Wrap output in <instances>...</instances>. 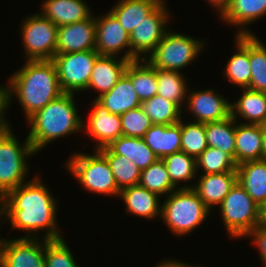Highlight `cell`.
I'll return each instance as SVG.
<instances>
[{
	"label": "cell",
	"mask_w": 266,
	"mask_h": 267,
	"mask_svg": "<svg viewBox=\"0 0 266 267\" xmlns=\"http://www.w3.org/2000/svg\"><path fill=\"white\" fill-rule=\"evenodd\" d=\"M162 1L130 34L131 61L146 60L169 29V8Z\"/></svg>",
	"instance_id": "11"
},
{
	"label": "cell",
	"mask_w": 266,
	"mask_h": 267,
	"mask_svg": "<svg viewBox=\"0 0 266 267\" xmlns=\"http://www.w3.org/2000/svg\"><path fill=\"white\" fill-rule=\"evenodd\" d=\"M236 102H231V116L237 121L245 119V124L266 123V93L242 89V95Z\"/></svg>",
	"instance_id": "26"
},
{
	"label": "cell",
	"mask_w": 266,
	"mask_h": 267,
	"mask_svg": "<svg viewBox=\"0 0 266 267\" xmlns=\"http://www.w3.org/2000/svg\"><path fill=\"white\" fill-rule=\"evenodd\" d=\"M0 239V267H45V239Z\"/></svg>",
	"instance_id": "12"
},
{
	"label": "cell",
	"mask_w": 266,
	"mask_h": 267,
	"mask_svg": "<svg viewBox=\"0 0 266 267\" xmlns=\"http://www.w3.org/2000/svg\"><path fill=\"white\" fill-rule=\"evenodd\" d=\"M40 178L37 175L30 181L26 180L0 200V221L9 220L10 230L28 233L22 238H39V231L45 230L43 239H61L63 237L57 228L56 198Z\"/></svg>",
	"instance_id": "1"
},
{
	"label": "cell",
	"mask_w": 266,
	"mask_h": 267,
	"mask_svg": "<svg viewBox=\"0 0 266 267\" xmlns=\"http://www.w3.org/2000/svg\"><path fill=\"white\" fill-rule=\"evenodd\" d=\"M264 16H266V0H231L219 18L227 25L235 28L238 26L236 35H254L246 26Z\"/></svg>",
	"instance_id": "19"
},
{
	"label": "cell",
	"mask_w": 266,
	"mask_h": 267,
	"mask_svg": "<svg viewBox=\"0 0 266 267\" xmlns=\"http://www.w3.org/2000/svg\"><path fill=\"white\" fill-rule=\"evenodd\" d=\"M95 23V50L99 55L118 56L119 53H124L125 50L121 57L131 61L130 35L124 30L115 16L109 11L105 15L95 16Z\"/></svg>",
	"instance_id": "13"
},
{
	"label": "cell",
	"mask_w": 266,
	"mask_h": 267,
	"mask_svg": "<svg viewBox=\"0 0 266 267\" xmlns=\"http://www.w3.org/2000/svg\"><path fill=\"white\" fill-rule=\"evenodd\" d=\"M84 0H43L41 14L57 27L81 22L93 14Z\"/></svg>",
	"instance_id": "20"
},
{
	"label": "cell",
	"mask_w": 266,
	"mask_h": 267,
	"mask_svg": "<svg viewBox=\"0 0 266 267\" xmlns=\"http://www.w3.org/2000/svg\"><path fill=\"white\" fill-rule=\"evenodd\" d=\"M181 118V151L197 159L208 147L205 124Z\"/></svg>",
	"instance_id": "39"
},
{
	"label": "cell",
	"mask_w": 266,
	"mask_h": 267,
	"mask_svg": "<svg viewBox=\"0 0 266 267\" xmlns=\"http://www.w3.org/2000/svg\"><path fill=\"white\" fill-rule=\"evenodd\" d=\"M188 91L186 108L183 109H188L193 114L195 122L205 124L221 121L231 116V102L218 92L215 93V89Z\"/></svg>",
	"instance_id": "14"
},
{
	"label": "cell",
	"mask_w": 266,
	"mask_h": 267,
	"mask_svg": "<svg viewBox=\"0 0 266 267\" xmlns=\"http://www.w3.org/2000/svg\"><path fill=\"white\" fill-rule=\"evenodd\" d=\"M262 223H266V200L260 207Z\"/></svg>",
	"instance_id": "47"
},
{
	"label": "cell",
	"mask_w": 266,
	"mask_h": 267,
	"mask_svg": "<svg viewBox=\"0 0 266 267\" xmlns=\"http://www.w3.org/2000/svg\"><path fill=\"white\" fill-rule=\"evenodd\" d=\"M204 46L205 41L171 28L146 60L156 69L180 72L200 56Z\"/></svg>",
	"instance_id": "7"
},
{
	"label": "cell",
	"mask_w": 266,
	"mask_h": 267,
	"mask_svg": "<svg viewBox=\"0 0 266 267\" xmlns=\"http://www.w3.org/2000/svg\"><path fill=\"white\" fill-rule=\"evenodd\" d=\"M261 131L263 135V154H262V160L266 161V123L261 124Z\"/></svg>",
	"instance_id": "46"
},
{
	"label": "cell",
	"mask_w": 266,
	"mask_h": 267,
	"mask_svg": "<svg viewBox=\"0 0 266 267\" xmlns=\"http://www.w3.org/2000/svg\"><path fill=\"white\" fill-rule=\"evenodd\" d=\"M97 100L110 113L120 116L131 109L141 106V101L132 85V81L126 74L118 80L109 92L102 94Z\"/></svg>",
	"instance_id": "25"
},
{
	"label": "cell",
	"mask_w": 266,
	"mask_h": 267,
	"mask_svg": "<svg viewBox=\"0 0 266 267\" xmlns=\"http://www.w3.org/2000/svg\"><path fill=\"white\" fill-rule=\"evenodd\" d=\"M161 204L160 219L176 236L190 234L211 214L193 188H177Z\"/></svg>",
	"instance_id": "4"
},
{
	"label": "cell",
	"mask_w": 266,
	"mask_h": 267,
	"mask_svg": "<svg viewBox=\"0 0 266 267\" xmlns=\"http://www.w3.org/2000/svg\"><path fill=\"white\" fill-rule=\"evenodd\" d=\"M95 16L81 22L58 27L56 55L95 50Z\"/></svg>",
	"instance_id": "16"
},
{
	"label": "cell",
	"mask_w": 266,
	"mask_h": 267,
	"mask_svg": "<svg viewBox=\"0 0 266 267\" xmlns=\"http://www.w3.org/2000/svg\"><path fill=\"white\" fill-rule=\"evenodd\" d=\"M138 185L161 196L168 195L177 188L172 184L166 165L162 159H157L146 169L141 170Z\"/></svg>",
	"instance_id": "36"
},
{
	"label": "cell",
	"mask_w": 266,
	"mask_h": 267,
	"mask_svg": "<svg viewBox=\"0 0 266 267\" xmlns=\"http://www.w3.org/2000/svg\"><path fill=\"white\" fill-rule=\"evenodd\" d=\"M64 238L45 239V267H79Z\"/></svg>",
	"instance_id": "40"
},
{
	"label": "cell",
	"mask_w": 266,
	"mask_h": 267,
	"mask_svg": "<svg viewBox=\"0 0 266 267\" xmlns=\"http://www.w3.org/2000/svg\"><path fill=\"white\" fill-rule=\"evenodd\" d=\"M119 197L123 199L127 213L151 220L161 217L160 196L140 185L121 190Z\"/></svg>",
	"instance_id": "22"
},
{
	"label": "cell",
	"mask_w": 266,
	"mask_h": 267,
	"mask_svg": "<svg viewBox=\"0 0 266 267\" xmlns=\"http://www.w3.org/2000/svg\"><path fill=\"white\" fill-rule=\"evenodd\" d=\"M152 125V121L141 107H136L121 115L122 136L143 138Z\"/></svg>",
	"instance_id": "41"
},
{
	"label": "cell",
	"mask_w": 266,
	"mask_h": 267,
	"mask_svg": "<svg viewBox=\"0 0 266 267\" xmlns=\"http://www.w3.org/2000/svg\"><path fill=\"white\" fill-rule=\"evenodd\" d=\"M237 164L234 158L218 148L207 147V149L196 159V169H202V174H213L223 172H237Z\"/></svg>",
	"instance_id": "38"
},
{
	"label": "cell",
	"mask_w": 266,
	"mask_h": 267,
	"mask_svg": "<svg viewBox=\"0 0 266 267\" xmlns=\"http://www.w3.org/2000/svg\"><path fill=\"white\" fill-rule=\"evenodd\" d=\"M245 238H252V244L258 248L262 266L266 267V223H261L250 231Z\"/></svg>",
	"instance_id": "42"
},
{
	"label": "cell",
	"mask_w": 266,
	"mask_h": 267,
	"mask_svg": "<svg viewBox=\"0 0 266 267\" xmlns=\"http://www.w3.org/2000/svg\"><path fill=\"white\" fill-rule=\"evenodd\" d=\"M98 151L107 159L119 191L138 185L141 170L132 160L113 154L107 147Z\"/></svg>",
	"instance_id": "32"
},
{
	"label": "cell",
	"mask_w": 266,
	"mask_h": 267,
	"mask_svg": "<svg viewBox=\"0 0 266 267\" xmlns=\"http://www.w3.org/2000/svg\"><path fill=\"white\" fill-rule=\"evenodd\" d=\"M92 111L87 123L83 120L82 132L88 134L94 141L95 150L108 147L112 142L122 136L121 116L110 113L97 99H93Z\"/></svg>",
	"instance_id": "15"
},
{
	"label": "cell",
	"mask_w": 266,
	"mask_h": 267,
	"mask_svg": "<svg viewBox=\"0 0 266 267\" xmlns=\"http://www.w3.org/2000/svg\"><path fill=\"white\" fill-rule=\"evenodd\" d=\"M236 120L230 116L224 120L205 123L208 147L218 148L235 160Z\"/></svg>",
	"instance_id": "33"
},
{
	"label": "cell",
	"mask_w": 266,
	"mask_h": 267,
	"mask_svg": "<svg viewBox=\"0 0 266 267\" xmlns=\"http://www.w3.org/2000/svg\"><path fill=\"white\" fill-rule=\"evenodd\" d=\"M211 7H214L218 11L219 17L225 12L230 5L231 0H206Z\"/></svg>",
	"instance_id": "44"
},
{
	"label": "cell",
	"mask_w": 266,
	"mask_h": 267,
	"mask_svg": "<svg viewBox=\"0 0 266 267\" xmlns=\"http://www.w3.org/2000/svg\"><path fill=\"white\" fill-rule=\"evenodd\" d=\"M156 267H198V266L191 265L189 263L187 264V263L178 261L177 259L176 260L166 259V260L161 261V263H158Z\"/></svg>",
	"instance_id": "45"
},
{
	"label": "cell",
	"mask_w": 266,
	"mask_h": 267,
	"mask_svg": "<svg viewBox=\"0 0 266 267\" xmlns=\"http://www.w3.org/2000/svg\"><path fill=\"white\" fill-rule=\"evenodd\" d=\"M7 85H0V130L8 128L11 124L6 119L8 107Z\"/></svg>",
	"instance_id": "43"
},
{
	"label": "cell",
	"mask_w": 266,
	"mask_h": 267,
	"mask_svg": "<svg viewBox=\"0 0 266 267\" xmlns=\"http://www.w3.org/2000/svg\"><path fill=\"white\" fill-rule=\"evenodd\" d=\"M129 62V60L119 56L99 55L94 64L86 91L91 89L98 91L99 94L95 99L109 92L125 74Z\"/></svg>",
	"instance_id": "18"
},
{
	"label": "cell",
	"mask_w": 266,
	"mask_h": 267,
	"mask_svg": "<svg viewBox=\"0 0 266 267\" xmlns=\"http://www.w3.org/2000/svg\"><path fill=\"white\" fill-rule=\"evenodd\" d=\"M166 165L172 184L177 187L179 183L195 180L197 176L196 159L185 152H177L162 159Z\"/></svg>",
	"instance_id": "37"
},
{
	"label": "cell",
	"mask_w": 266,
	"mask_h": 267,
	"mask_svg": "<svg viewBox=\"0 0 266 267\" xmlns=\"http://www.w3.org/2000/svg\"><path fill=\"white\" fill-rule=\"evenodd\" d=\"M34 154L28 136L24 143L19 144L11 126L0 130V200L10 190L26 182L29 173L27 160Z\"/></svg>",
	"instance_id": "5"
},
{
	"label": "cell",
	"mask_w": 266,
	"mask_h": 267,
	"mask_svg": "<svg viewBox=\"0 0 266 267\" xmlns=\"http://www.w3.org/2000/svg\"><path fill=\"white\" fill-rule=\"evenodd\" d=\"M125 74L131 79L141 103L157 95L156 68L147 60L130 61L125 69Z\"/></svg>",
	"instance_id": "29"
},
{
	"label": "cell",
	"mask_w": 266,
	"mask_h": 267,
	"mask_svg": "<svg viewBox=\"0 0 266 267\" xmlns=\"http://www.w3.org/2000/svg\"><path fill=\"white\" fill-rule=\"evenodd\" d=\"M257 35H249V63L251 81L249 89L266 93V45Z\"/></svg>",
	"instance_id": "35"
},
{
	"label": "cell",
	"mask_w": 266,
	"mask_h": 267,
	"mask_svg": "<svg viewBox=\"0 0 266 267\" xmlns=\"http://www.w3.org/2000/svg\"><path fill=\"white\" fill-rule=\"evenodd\" d=\"M163 0H118L110 12L130 35Z\"/></svg>",
	"instance_id": "28"
},
{
	"label": "cell",
	"mask_w": 266,
	"mask_h": 267,
	"mask_svg": "<svg viewBox=\"0 0 266 267\" xmlns=\"http://www.w3.org/2000/svg\"><path fill=\"white\" fill-rule=\"evenodd\" d=\"M61 94L52 60L25 61L24 66L9 77L7 84L8 106L15 96L26 120Z\"/></svg>",
	"instance_id": "2"
},
{
	"label": "cell",
	"mask_w": 266,
	"mask_h": 267,
	"mask_svg": "<svg viewBox=\"0 0 266 267\" xmlns=\"http://www.w3.org/2000/svg\"><path fill=\"white\" fill-rule=\"evenodd\" d=\"M197 181H195L196 185L188 183L179 188H193L211 211L213 206L221 205L223 199L238 182V175L237 172L202 174Z\"/></svg>",
	"instance_id": "17"
},
{
	"label": "cell",
	"mask_w": 266,
	"mask_h": 267,
	"mask_svg": "<svg viewBox=\"0 0 266 267\" xmlns=\"http://www.w3.org/2000/svg\"><path fill=\"white\" fill-rule=\"evenodd\" d=\"M181 72L156 69L157 95L176 103L182 110L188 94L187 78Z\"/></svg>",
	"instance_id": "31"
},
{
	"label": "cell",
	"mask_w": 266,
	"mask_h": 267,
	"mask_svg": "<svg viewBox=\"0 0 266 267\" xmlns=\"http://www.w3.org/2000/svg\"><path fill=\"white\" fill-rule=\"evenodd\" d=\"M99 53L96 50L55 55L54 62L63 93L74 94L87 90L90 76Z\"/></svg>",
	"instance_id": "10"
},
{
	"label": "cell",
	"mask_w": 266,
	"mask_h": 267,
	"mask_svg": "<svg viewBox=\"0 0 266 267\" xmlns=\"http://www.w3.org/2000/svg\"><path fill=\"white\" fill-rule=\"evenodd\" d=\"M64 165L86 191L119 196L120 191L108 161L98 150L92 154L74 153Z\"/></svg>",
	"instance_id": "6"
},
{
	"label": "cell",
	"mask_w": 266,
	"mask_h": 267,
	"mask_svg": "<svg viewBox=\"0 0 266 267\" xmlns=\"http://www.w3.org/2000/svg\"><path fill=\"white\" fill-rule=\"evenodd\" d=\"M107 148L113 154L126 156L140 170L146 169L158 159L142 138L120 136Z\"/></svg>",
	"instance_id": "30"
},
{
	"label": "cell",
	"mask_w": 266,
	"mask_h": 267,
	"mask_svg": "<svg viewBox=\"0 0 266 267\" xmlns=\"http://www.w3.org/2000/svg\"><path fill=\"white\" fill-rule=\"evenodd\" d=\"M236 52L229 58L224 75L227 81L241 89L249 88L251 81V66L249 63V35L235 34Z\"/></svg>",
	"instance_id": "24"
},
{
	"label": "cell",
	"mask_w": 266,
	"mask_h": 267,
	"mask_svg": "<svg viewBox=\"0 0 266 267\" xmlns=\"http://www.w3.org/2000/svg\"><path fill=\"white\" fill-rule=\"evenodd\" d=\"M74 100L75 94L63 93L27 119V136L36 154L54 140L82 131Z\"/></svg>",
	"instance_id": "3"
},
{
	"label": "cell",
	"mask_w": 266,
	"mask_h": 267,
	"mask_svg": "<svg viewBox=\"0 0 266 267\" xmlns=\"http://www.w3.org/2000/svg\"><path fill=\"white\" fill-rule=\"evenodd\" d=\"M158 159L181 151V120L172 125L153 124L142 138Z\"/></svg>",
	"instance_id": "23"
},
{
	"label": "cell",
	"mask_w": 266,
	"mask_h": 267,
	"mask_svg": "<svg viewBox=\"0 0 266 267\" xmlns=\"http://www.w3.org/2000/svg\"><path fill=\"white\" fill-rule=\"evenodd\" d=\"M218 208L223 224L232 238H244L262 223L260 206L239 182L229 191Z\"/></svg>",
	"instance_id": "8"
},
{
	"label": "cell",
	"mask_w": 266,
	"mask_h": 267,
	"mask_svg": "<svg viewBox=\"0 0 266 267\" xmlns=\"http://www.w3.org/2000/svg\"><path fill=\"white\" fill-rule=\"evenodd\" d=\"M21 23L26 61L52 60L56 55L58 27L41 13L29 15Z\"/></svg>",
	"instance_id": "9"
},
{
	"label": "cell",
	"mask_w": 266,
	"mask_h": 267,
	"mask_svg": "<svg viewBox=\"0 0 266 267\" xmlns=\"http://www.w3.org/2000/svg\"><path fill=\"white\" fill-rule=\"evenodd\" d=\"M238 182L261 207L266 200V161H247L237 166Z\"/></svg>",
	"instance_id": "27"
},
{
	"label": "cell",
	"mask_w": 266,
	"mask_h": 267,
	"mask_svg": "<svg viewBox=\"0 0 266 267\" xmlns=\"http://www.w3.org/2000/svg\"><path fill=\"white\" fill-rule=\"evenodd\" d=\"M142 110L150 118L152 124L172 125L178 123L182 117V109L174 102L159 95L141 103Z\"/></svg>",
	"instance_id": "34"
},
{
	"label": "cell",
	"mask_w": 266,
	"mask_h": 267,
	"mask_svg": "<svg viewBox=\"0 0 266 267\" xmlns=\"http://www.w3.org/2000/svg\"><path fill=\"white\" fill-rule=\"evenodd\" d=\"M236 121L235 162L237 165L254 160H262L263 135L261 125ZM238 123V124H237Z\"/></svg>",
	"instance_id": "21"
}]
</instances>
